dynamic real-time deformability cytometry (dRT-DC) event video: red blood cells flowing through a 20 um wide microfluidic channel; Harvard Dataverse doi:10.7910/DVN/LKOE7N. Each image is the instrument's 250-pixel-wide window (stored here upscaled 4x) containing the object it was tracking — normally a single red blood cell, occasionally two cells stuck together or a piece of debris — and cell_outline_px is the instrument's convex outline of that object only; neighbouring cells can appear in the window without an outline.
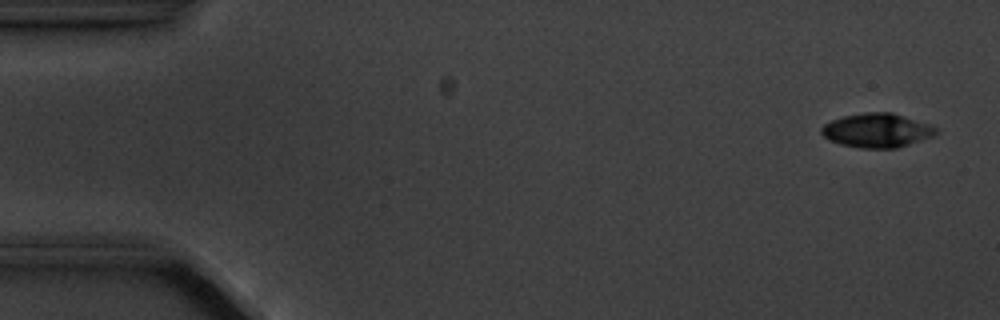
{"species": "common noctule bat (a hibernating species)", "species_latin": "Nyctalus noctula", "temperature_condition": "cold", "stored_images_in_passage": 8, "camera_frame_rate_fps": 3000, "um_per_image_px": 0.085, "animal": {"sex": "male", "body_mass_g": 20.1, "forearm_length_mm": 53.5}, "frame": {"image": 1, "passage_image": 1, "time_ms": 0.0, "image_size_px": [1000, 320], "cell_outline_px": [[940, 128], [932, 136], [896, 148], [860, 148], [840, 144], [824, 136], [820, 132], [820, 128], [824, 124], [832, 120], [844, 116], [864, 112], [892, 112]], "centroid_in_image_um": [74.52, 11.08], "position_along_channel_um": 10.5, "area_um2": 22.54}}